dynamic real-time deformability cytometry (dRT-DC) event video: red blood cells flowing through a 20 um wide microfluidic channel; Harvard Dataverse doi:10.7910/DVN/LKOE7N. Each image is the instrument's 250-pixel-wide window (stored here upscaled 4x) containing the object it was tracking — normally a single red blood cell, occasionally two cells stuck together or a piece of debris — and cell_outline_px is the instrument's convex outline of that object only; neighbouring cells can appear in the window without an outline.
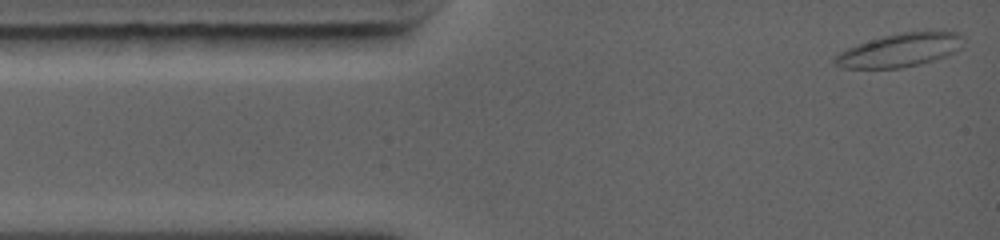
{"species": "common noctule bat (a hibernating species)", "species_latin": "Nyctalus noctula", "temperature_condition": "warm", "stored_images_in_passage": 18, "camera_frame_rate_fps": 5000, "um_per_image_px": 0.085, "animal": {"sex": "female", "body_mass_g": 19.0, "forearm_length_mm": 56.7}, "frame": {"image": 1, "passage_image": 1, "time_ms": 0.0, "image_size_px": [1000, 240], "cell_outline_px": [[964, 40], [960, 48], [944, 56], [920, 64], [900, 68], [840, 68], [832, 64], [832, 60], [840, 52], [856, 44], [884, 36], [904, 32], [956, 32], [964, 36]], "centroid_in_image_um": [76.44, 4.27], "position_along_channel_um": 8.6, "area_um2": 24.74}}
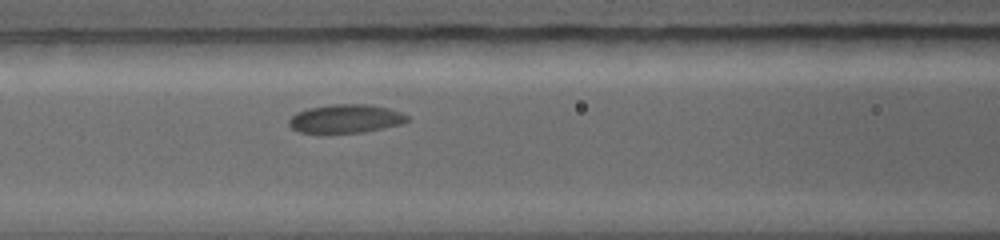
{"frame": {"image": 2, "passage_image": 14, "time_ms": 4.6, "image_size_px": [1000, 240], "cell_outline_px": [[408, 120], [400, 124], [384, 128], [364, 132], [328, 136], [300, 132], [292, 128], [288, 124], [288, 120], [296, 112], [308, 108], [332, 104], [368, 104], [388, 108], [400, 112], [408, 116]], "centroid_in_image_um": [29.31, 10.13], "position_along_channel_um": 137.3, "area_um2": 20.4}}
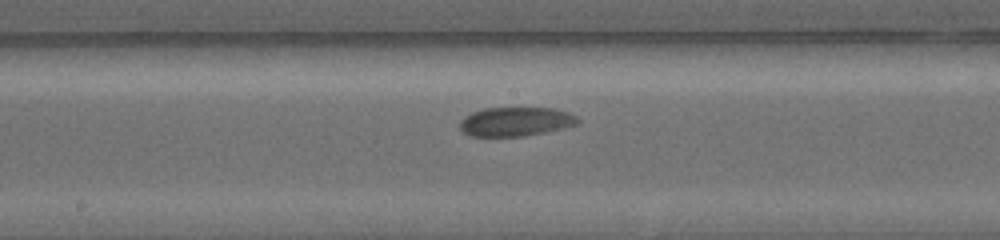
{"frame": {"image": 3, "passage_image": 18, "time_ms": 6.2, "image_size_px": [1000, 240], "cell_outline_px": [[580, 120], [576, 124], [564, 128], [524, 136], [472, 136], [464, 132], [460, 128], [460, 120], [464, 116], [472, 112], [484, 108], [552, 108], [568, 112], [576, 116]], "centroid_in_image_um": [43.82, 10.33], "position_along_channel_um": 204.4, "area_um2": 19.88}}